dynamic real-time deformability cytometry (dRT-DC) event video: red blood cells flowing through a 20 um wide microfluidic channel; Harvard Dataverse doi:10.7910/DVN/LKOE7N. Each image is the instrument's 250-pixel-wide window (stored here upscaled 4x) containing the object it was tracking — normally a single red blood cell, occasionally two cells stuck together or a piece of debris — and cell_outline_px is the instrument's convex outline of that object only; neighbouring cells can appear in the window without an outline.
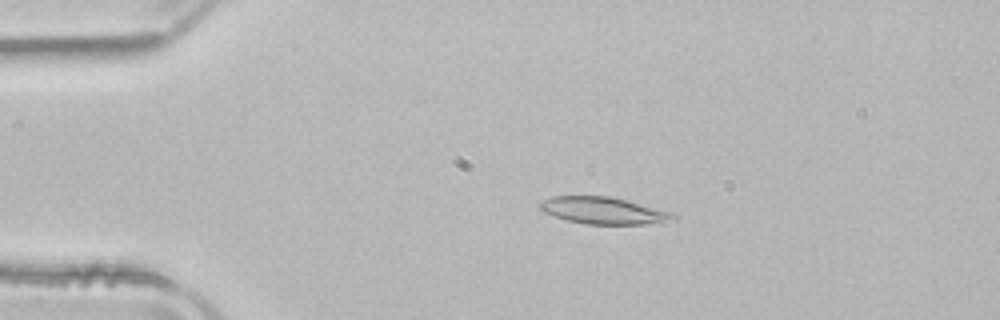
{"species": "common noctule bat (a hibernating species)", "species_latin": "Nyctalus noctula", "temperature_condition": "room temperature", "stored_images_in_passage": 52, "camera_frame_rate_fps": 3000, "um_per_image_px": 0.085, "animal": {"sex": "male", "body_mass_g": 21.5, "forearm_length_mm": 52.0}, "frame": {"image": 1, "passage_image": 11, "time_ms": 3.333, "image_size_px": [1000, 320], "cell_outline_px": [[680, 216], [676, 220], [644, 224], [588, 224], [568, 220], [544, 212], [540, 208], [540, 204], [544, 200], [552, 196], [608, 196], [676, 212]], "centroid_in_image_um": [51.41, 17.9], "position_along_channel_um": 33.6, "area_um2": 20.87}}
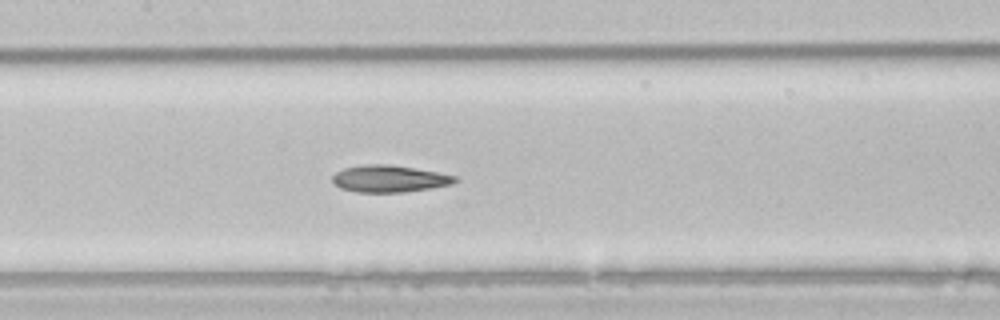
{"frame": {"image": 2, "passage_image": 25, "time_ms": 8.0, "image_size_px": [1000, 320], "cell_outline_px": [[456, 180], [452, 184], [432, 188], [404, 192], [356, 192], [340, 188], [332, 180], [332, 176], [336, 172], [344, 168], [364, 164], [388, 164], [436, 172], [456, 176]], "centroid_in_image_um": [33.06, 15.19], "position_along_channel_um": 174.3, "area_um2": 19.07}}
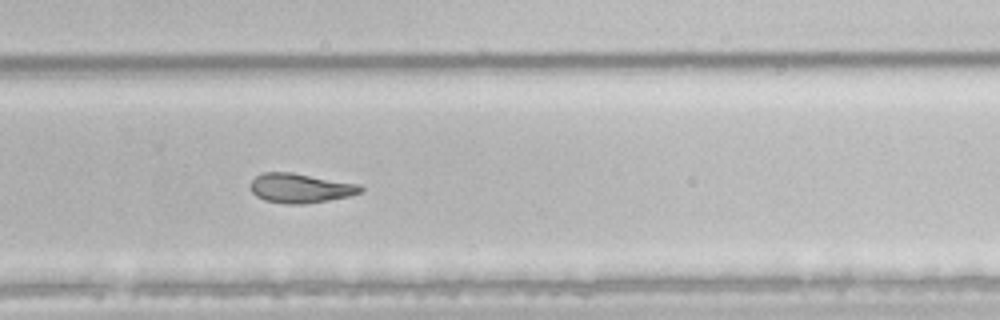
{"frame": {"image": 3, "passage_image": 35, "time_ms": 11.333, "image_size_px": [1000, 320], "cell_outline_px": [[364, 188], [360, 192], [348, 196], [328, 200], [304, 204], [284, 204], [264, 200], [256, 196], [248, 188], [248, 184], [256, 176], [264, 172], [292, 172], [360, 184]], "centroid_in_image_um": [25.48, 15.99], "position_along_channel_um": 304.3, "area_um2": 19.07}, "authors_computed_cell_mechanics": {"area_um2": 20.808, "velocity_mm_per_s": 3.9262, "shape_relaxation_time_tau1_ms": null, "shape_relaxation_time_tau2_ms": 3.7971, "deformation_change_tau1": null, "deformation_change_tau2": 0.1152}}